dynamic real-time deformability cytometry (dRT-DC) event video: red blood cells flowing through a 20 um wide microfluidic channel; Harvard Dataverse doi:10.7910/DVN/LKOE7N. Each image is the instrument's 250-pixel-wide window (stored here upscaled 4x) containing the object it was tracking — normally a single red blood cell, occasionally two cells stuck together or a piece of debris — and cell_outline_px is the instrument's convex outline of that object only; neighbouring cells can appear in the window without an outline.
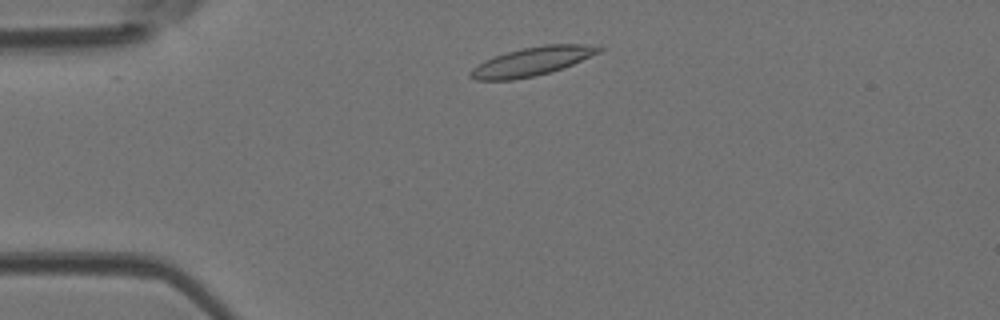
{"species": "Egyptian fruit bat (a non-hibernating species)", "species_latin": "Rousettus aegyptiacus", "temperature_condition": "room temperature", "stored_images_in_passage": 6, "camera_frame_rate_fps": 3000, "um_per_image_px": 0.085, "animal": {"sex": "female"}, "frame": {"image": 1, "passage_image": 2, "time_ms": 0.333, "image_size_px": [1000, 320], "cell_outline_px": [[604, 48], [600, 52], [572, 64], [548, 72], [532, 76], [512, 80], [476, 80], [468, 76], [468, 72], [472, 68], [484, 60], [508, 52], [524, 48], [544, 44], [584, 44]], "centroid_in_image_um": [45.17, 5.22], "position_along_channel_um": 39.8, "area_um2": 21.04}}
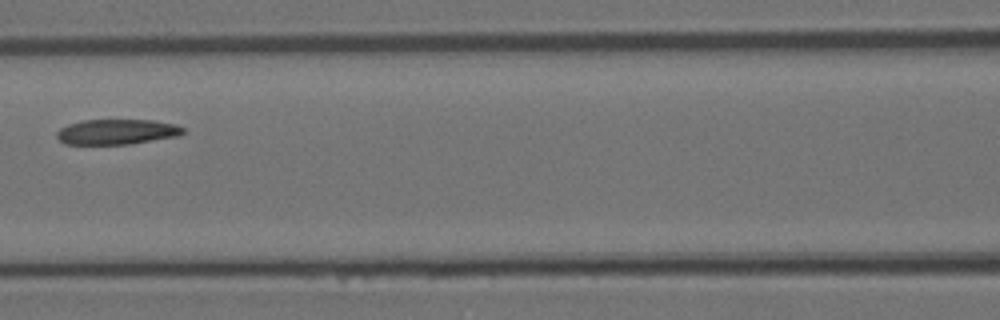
{"frame": {"image": 2, "passage_image": 5, "time_ms": 1.333, "image_size_px": [1000, 320], "cell_outline_px": [[184, 132], [180, 136], [128, 144], [64, 144], [56, 136], [56, 132], [60, 128], [68, 124], [84, 120], [156, 120], [176, 124], [184, 128]], "centroid_in_image_um": [9.95, 11.2], "position_along_channel_um": 156.6, "area_um2": 18.67}}
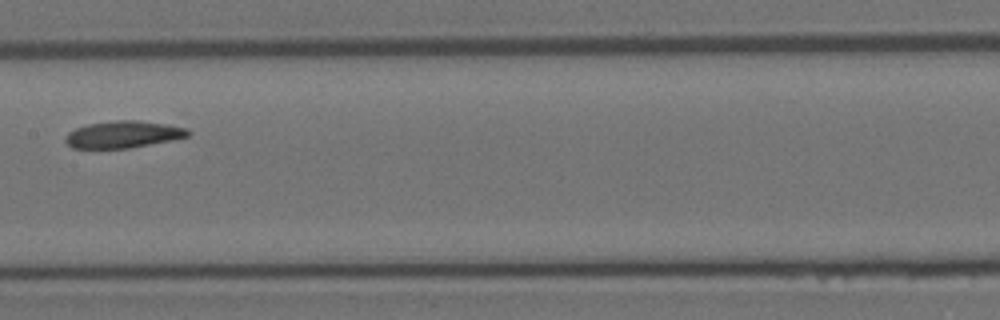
{"frame": {"image": 3, "passage_image": 6, "time_ms": 1.667, "image_size_px": [1000, 320], "cell_outline_px": [[192, 132], [188, 136], [172, 140], [128, 148], [72, 148], [64, 140], [64, 136], [68, 132], [76, 128], [88, 124], [116, 120], [140, 120], [188, 128]], "centroid_in_image_um": [10.47, 11.42], "position_along_channel_um": 196.9, "area_um2": 19.25}}